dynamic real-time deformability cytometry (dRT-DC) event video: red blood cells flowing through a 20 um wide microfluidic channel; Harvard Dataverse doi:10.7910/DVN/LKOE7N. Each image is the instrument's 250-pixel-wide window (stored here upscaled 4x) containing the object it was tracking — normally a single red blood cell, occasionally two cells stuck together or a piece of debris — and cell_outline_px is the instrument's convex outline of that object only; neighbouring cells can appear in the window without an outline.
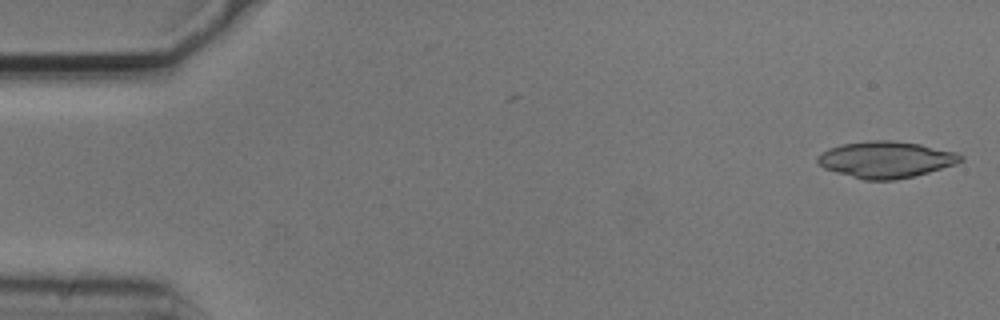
{"species": "common noctule bat (a hibernating species)", "species_latin": "Nyctalus noctula", "temperature_condition": "cold", "stored_images_in_passage": 4, "camera_frame_rate_fps": 3000, "um_per_image_px": 0.085, "animal": {"sex": "male", "body_mass_g": 20.5, "forearm_length_mm": 52.5}, "frame": {"image": 1, "passage_image": 1, "time_ms": 0.0, "image_size_px": [1000, 320], "cell_outline_px": [[964, 160], [956, 164], [928, 172], [896, 180], [864, 180], [836, 172], [824, 168], [816, 160], [816, 156], [828, 148], [840, 144], [872, 140], [892, 140], [920, 144], [956, 152], [964, 156]], "centroid_in_image_um": [75.3, 13.55], "position_along_channel_um": 9.7, "area_um2": 30.46}}